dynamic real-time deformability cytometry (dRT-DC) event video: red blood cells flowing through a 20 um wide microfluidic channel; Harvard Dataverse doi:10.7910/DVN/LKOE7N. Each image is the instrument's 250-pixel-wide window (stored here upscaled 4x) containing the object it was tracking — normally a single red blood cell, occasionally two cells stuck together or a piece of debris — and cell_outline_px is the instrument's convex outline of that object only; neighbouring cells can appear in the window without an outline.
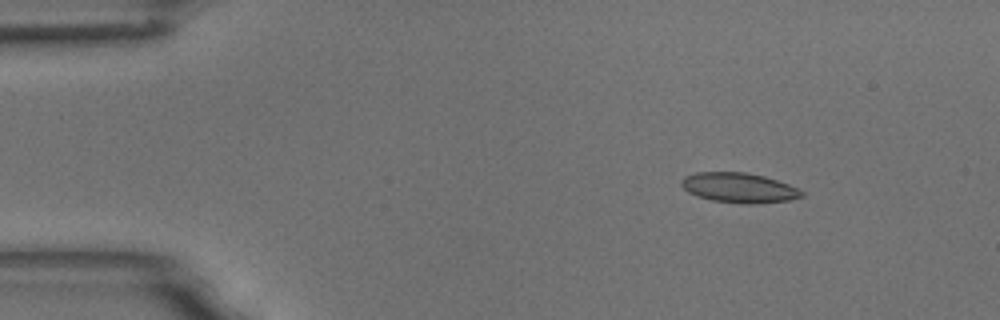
{"species": "common noctule bat (a hibernating species)", "species_latin": "Nyctalus noctula", "temperature_condition": "room temperature", "stored_images_in_passage": 9, "camera_frame_rate_fps": 3000, "um_per_image_px": 0.085, "animal": {"sex": "male", "body_mass_g": 18.8}, "frame": {"image": 1, "passage_image": 3, "time_ms": 0.667, "image_size_px": [1000, 320], "cell_outline_px": [[804, 196], [788, 200], [756, 204], [744, 204], [712, 200], [696, 196], [688, 192], [680, 184], [680, 180], [684, 176], [696, 172], [744, 172], [764, 176], [788, 184], [804, 192]], "centroid_in_image_um": [62.78, 15.96], "position_along_channel_um": 22.2, "area_um2": 20.98}}
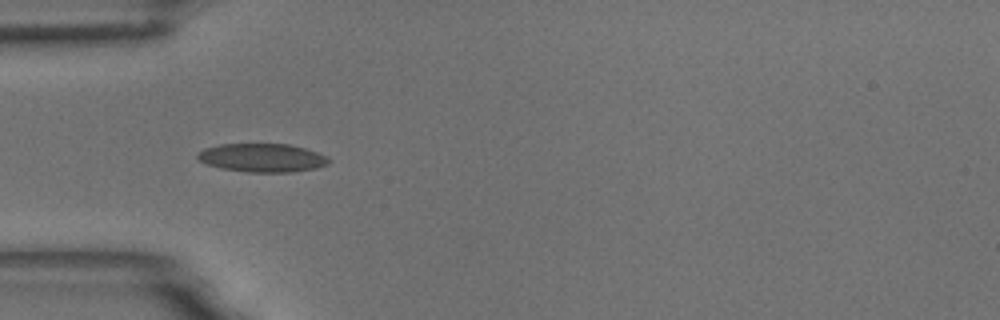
{"frame": {"image": 2, "passage_image": 6, "time_ms": 1.667, "image_size_px": [1000, 320], "cell_outline_px": [[332, 160], [328, 164], [316, 168], [292, 172], [244, 172], [220, 168], [208, 164], [200, 160], [196, 156], [204, 148], [220, 144], [288, 144], [304, 148], [328, 156]], "centroid_in_image_um": [22.32, 13.41], "position_along_channel_um": 62.7, "area_um2": 21.79}}